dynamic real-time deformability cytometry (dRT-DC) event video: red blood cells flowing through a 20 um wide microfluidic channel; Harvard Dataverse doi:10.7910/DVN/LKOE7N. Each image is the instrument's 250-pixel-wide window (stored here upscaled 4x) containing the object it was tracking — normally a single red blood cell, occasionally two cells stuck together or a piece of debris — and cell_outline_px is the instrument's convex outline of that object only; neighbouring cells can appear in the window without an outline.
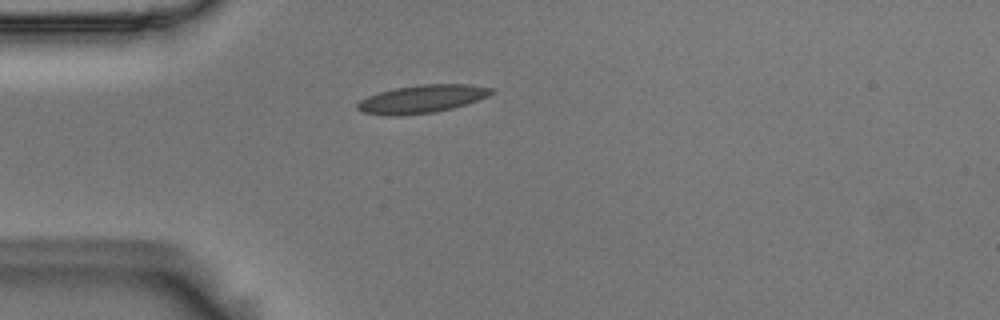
{"species": "Egyptian fruit bat (a non-hibernating species)", "species_latin": "Rousettus aegyptiacus", "temperature_condition": "room temperature", "stored_images_in_passage": 2, "camera_frame_rate_fps": 3000, "um_per_image_px": 0.085, "animal": {"sex": "male"}, "frame": {"image": 1, "passage_image": 2, "time_ms": 0.333, "image_size_px": [1000, 320], "cell_outline_px": [[492, 92], [488, 96], [452, 108], [432, 112], [400, 116], [388, 116], [364, 112], [356, 108], [356, 104], [360, 100], [368, 96], [380, 92], [396, 88], [424, 84], [472, 84], [492, 88]], "centroid_in_image_um": [35.84, 8.41], "position_along_channel_um": 49.2, "area_um2": 21.56}}